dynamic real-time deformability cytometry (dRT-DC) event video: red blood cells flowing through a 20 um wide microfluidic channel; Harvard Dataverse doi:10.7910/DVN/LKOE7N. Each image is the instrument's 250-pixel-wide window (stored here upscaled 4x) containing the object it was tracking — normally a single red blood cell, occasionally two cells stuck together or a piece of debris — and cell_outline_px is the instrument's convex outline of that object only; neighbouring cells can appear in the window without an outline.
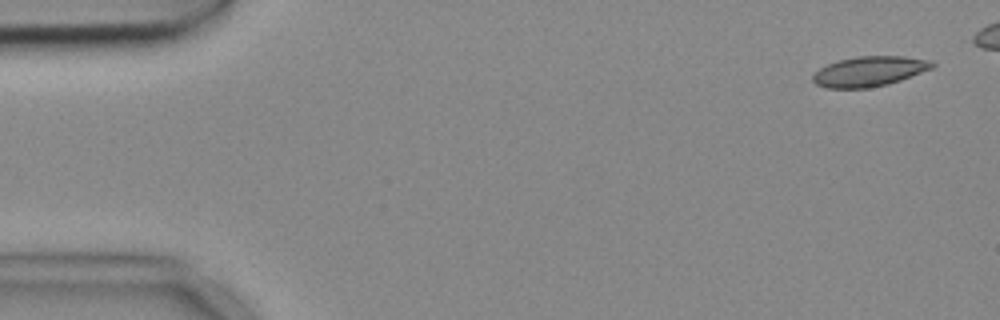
{"species": "common noctule bat (a hibernating species)", "species_latin": "Nyctalus noctula", "temperature_condition": "cold", "stored_images_in_passage": 6, "camera_frame_rate_fps": 3000, "um_per_image_px": 0.085, "animal": {"sex": "female", "body_mass_g": 18.4}, "frame": {"image": 1, "passage_image": 1, "time_ms": 0.0, "image_size_px": [1000, 320], "cell_outline_px": [[936, 64], [932, 68], [900, 80], [888, 84], [868, 88], [828, 88], [816, 84], [812, 80], [812, 76], [820, 68], [828, 64], [840, 60], [860, 56], [904, 56], [932, 60]], "centroid_in_image_um": [73.91, 6.06], "position_along_channel_um": 11.1, "area_um2": 20.75}}